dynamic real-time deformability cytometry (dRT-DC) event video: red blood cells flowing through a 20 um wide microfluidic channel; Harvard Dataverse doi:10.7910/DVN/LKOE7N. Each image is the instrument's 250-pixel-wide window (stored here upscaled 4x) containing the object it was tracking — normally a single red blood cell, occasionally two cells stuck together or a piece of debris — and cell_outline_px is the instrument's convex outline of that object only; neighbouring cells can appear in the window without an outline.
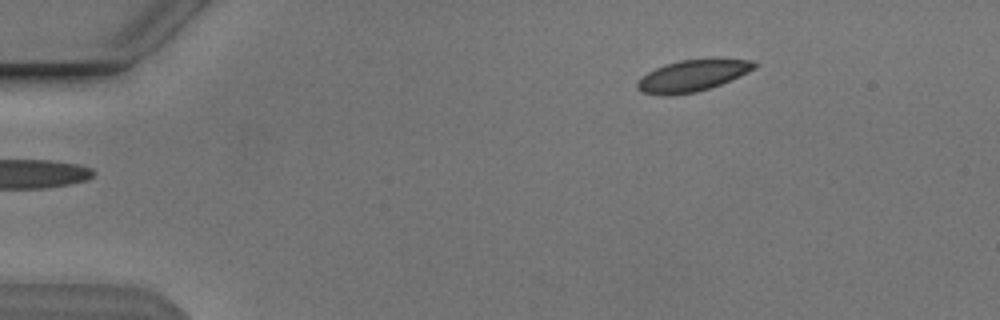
{"species": "Egyptian fruit bat (a non-hibernating species)", "species_latin": "Rousettus aegyptiacus", "temperature_condition": "cold", "stored_images_in_passage": 46, "camera_frame_rate_fps": 3000, "um_per_image_px": 0.085, "animal": {"sex": "male"}, "frame": {"image": 1, "passage_image": 1, "time_ms": 0.0, "image_size_px": [1000, 320], "cell_outline_px": [[756, 68], [748, 72], [720, 84], [696, 92], [668, 96], [644, 92], [636, 88], [636, 84], [640, 76], [664, 64], [680, 60], [752, 60], [756, 64]], "centroid_in_image_um": [58.79, 6.45], "position_along_channel_um": 26.2, "area_um2": 20.98}}
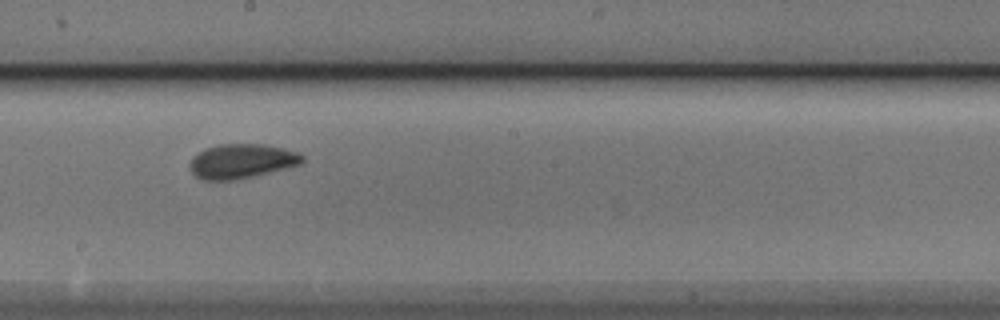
{"frame": {"image": 2, "passage_image": 23, "time_ms": 7.333, "image_size_px": [1000, 320], "cell_outline_px": [[304, 160], [300, 164], [236, 180], [204, 180], [196, 176], [192, 172], [188, 164], [192, 156], [204, 148], [220, 144], [264, 144], [296, 152], [304, 156]], "centroid_in_image_um": [20.47, 13.69], "position_along_channel_um": 227.7, "area_um2": 22.43}}
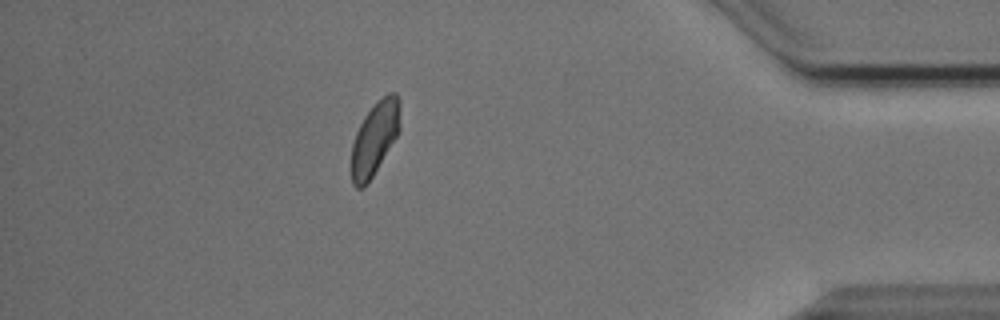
{"frame": {"image": 3, "passage_image": 40, "time_ms": 13.0, "image_size_px": [1000, 320], "cell_outline_px": [[400, 132], [372, 176], [364, 188], [356, 188], [352, 184], [352, 144], [356, 132], [364, 116], [388, 92], [396, 92], [400, 100]], "centroid_in_image_um": [31.87, 11.76], "position_along_channel_um": 403.3, "area_um2": 20.63}, "authors_computed_cell_mechanics": {"area_um2": 21.7039, "velocity_mm_per_s": 3.8147, "shape_relaxation_time_tau1_ms": 2.9577, "shape_relaxation_time_tau2_ms": 1.626, "deformation_change_tau1": 0.1072, "deformation_change_tau2": 0.0299}}